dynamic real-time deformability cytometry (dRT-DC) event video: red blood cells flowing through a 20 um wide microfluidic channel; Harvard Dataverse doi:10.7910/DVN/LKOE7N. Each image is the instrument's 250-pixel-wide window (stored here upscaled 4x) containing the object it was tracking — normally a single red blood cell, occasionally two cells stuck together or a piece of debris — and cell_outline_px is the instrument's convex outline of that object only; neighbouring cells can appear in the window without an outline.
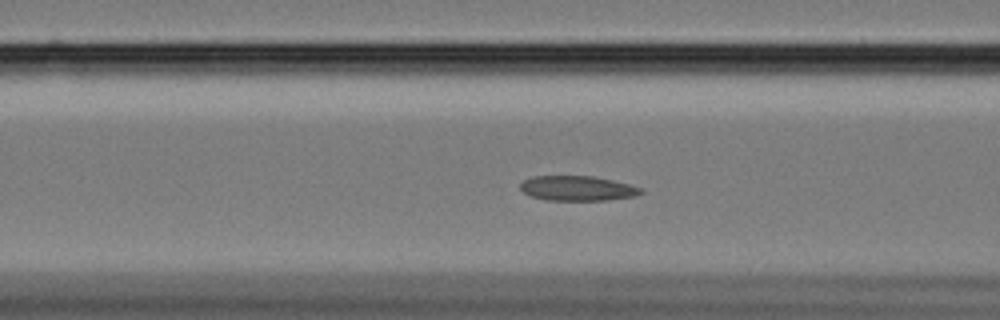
{"species": "Egyptian fruit bat (a non-hibernating species)", "species_latin": "Rousettus aegyptiacus", "temperature_condition": "cold", "stored_images_in_passage": 53, "camera_frame_rate_fps": 3000, "um_per_image_px": 0.085, "animal": {"sex": "female"}, "frame": {"image": 1, "passage_image": 16, "time_ms": 5.0, "image_size_px": [1000, 320], "cell_outline_px": [[644, 192], [636, 196], [608, 200], [548, 200], [532, 196], [524, 192], [520, 188], [520, 184], [524, 180], [532, 176], [592, 176], [612, 180], [644, 188]], "centroid_in_image_um": [49.12, 16.0], "position_along_channel_um": 117.5, "area_um2": 17.46}}
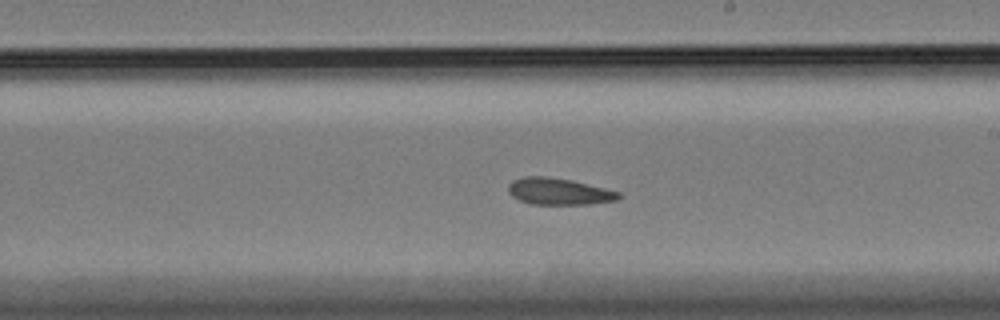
{"frame": {"image": 2, "passage_image": 27, "time_ms": 8.667, "image_size_px": [1000, 320], "cell_outline_px": [[624, 196], [616, 200], [592, 204], [528, 204], [512, 196], [508, 192], [508, 184], [512, 180], [524, 176], [540, 176], [572, 180], [620, 192]], "centroid_in_image_um": [47.5, 16.28], "position_along_channel_um": 241.5, "area_um2": 17.22}}
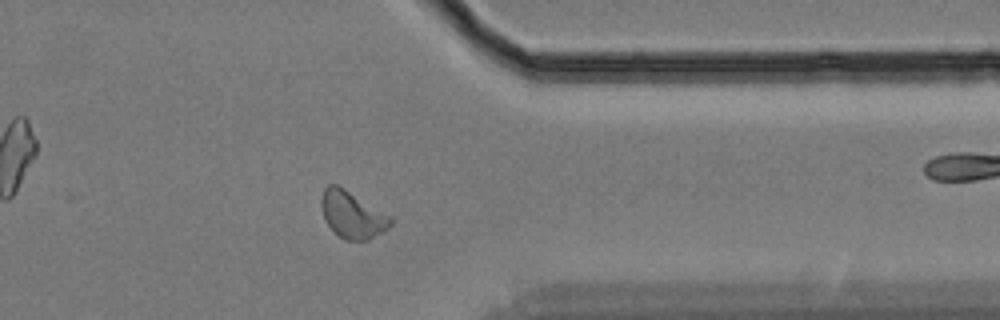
{"frame": {"image": 3, "passage_image": 40, "time_ms": 13.0, "image_size_px": [1000, 320], "cell_outline_px": [[392, 224], [388, 228], [368, 240], [344, 240], [324, 220], [320, 204], [320, 200], [324, 188], [328, 184], [336, 184], [344, 188], [392, 216]], "centroid_in_image_um": [29.94, 18.23], "position_along_channel_um": 381.5, "area_um2": 18.9}, "authors_computed_cell_mechanics": {"area_um2": 17.8602, "velocity_mm_per_s": 3.3812, "shape_relaxation_time_tau1_ms": null, "shape_relaxation_time_tau2_ms": 1.2114, "deformation_change_tau1": null, "deformation_change_tau2": 0.0513}}